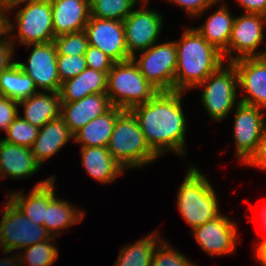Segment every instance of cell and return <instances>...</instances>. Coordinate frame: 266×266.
<instances>
[{
    "instance_id": "6da1fadb",
    "label": "cell",
    "mask_w": 266,
    "mask_h": 266,
    "mask_svg": "<svg viewBox=\"0 0 266 266\" xmlns=\"http://www.w3.org/2000/svg\"><path fill=\"white\" fill-rule=\"evenodd\" d=\"M183 92L159 91L151 100L133 107L147 144L159 157L175 152L185 158L187 123L182 109Z\"/></svg>"
},
{
    "instance_id": "7a4b0ae2",
    "label": "cell",
    "mask_w": 266,
    "mask_h": 266,
    "mask_svg": "<svg viewBox=\"0 0 266 266\" xmlns=\"http://www.w3.org/2000/svg\"><path fill=\"white\" fill-rule=\"evenodd\" d=\"M177 68L174 77V91L186 92L199 86L208 76L224 64L220 51L210 45L193 28L184 30L175 41Z\"/></svg>"
},
{
    "instance_id": "3957f363",
    "label": "cell",
    "mask_w": 266,
    "mask_h": 266,
    "mask_svg": "<svg viewBox=\"0 0 266 266\" xmlns=\"http://www.w3.org/2000/svg\"><path fill=\"white\" fill-rule=\"evenodd\" d=\"M215 192L205 174L201 173L196 166H189L177 192V206L191 229L201 226L221 214Z\"/></svg>"
},
{
    "instance_id": "277c9868",
    "label": "cell",
    "mask_w": 266,
    "mask_h": 266,
    "mask_svg": "<svg viewBox=\"0 0 266 266\" xmlns=\"http://www.w3.org/2000/svg\"><path fill=\"white\" fill-rule=\"evenodd\" d=\"M107 149L126 170L147 166L159 158L147 144L140 125L130 110H124L116 118Z\"/></svg>"
},
{
    "instance_id": "5b68a950",
    "label": "cell",
    "mask_w": 266,
    "mask_h": 266,
    "mask_svg": "<svg viewBox=\"0 0 266 266\" xmlns=\"http://www.w3.org/2000/svg\"><path fill=\"white\" fill-rule=\"evenodd\" d=\"M159 91L141 74L132 59L116 62L107 74V91L112 106L122 110L151 100Z\"/></svg>"
},
{
    "instance_id": "8992f818",
    "label": "cell",
    "mask_w": 266,
    "mask_h": 266,
    "mask_svg": "<svg viewBox=\"0 0 266 266\" xmlns=\"http://www.w3.org/2000/svg\"><path fill=\"white\" fill-rule=\"evenodd\" d=\"M14 22L9 19V38L21 45L48 43L54 41L52 5L50 0H31L18 3L9 7V13L19 7ZM16 7V8H15ZM16 21V23H15ZM17 27V28H16ZM18 30V35L11 34ZM17 38V39H16Z\"/></svg>"
},
{
    "instance_id": "52a82bcc",
    "label": "cell",
    "mask_w": 266,
    "mask_h": 266,
    "mask_svg": "<svg viewBox=\"0 0 266 266\" xmlns=\"http://www.w3.org/2000/svg\"><path fill=\"white\" fill-rule=\"evenodd\" d=\"M198 87H202L201 101L214 121L224 120L238 103V75L234 65L227 62L208 76Z\"/></svg>"
},
{
    "instance_id": "ba28073f",
    "label": "cell",
    "mask_w": 266,
    "mask_h": 266,
    "mask_svg": "<svg viewBox=\"0 0 266 266\" xmlns=\"http://www.w3.org/2000/svg\"><path fill=\"white\" fill-rule=\"evenodd\" d=\"M6 202L0 221V247L3 253L22 251L52 236L43 225L30 221L8 197Z\"/></svg>"
},
{
    "instance_id": "9c48e42d",
    "label": "cell",
    "mask_w": 266,
    "mask_h": 266,
    "mask_svg": "<svg viewBox=\"0 0 266 266\" xmlns=\"http://www.w3.org/2000/svg\"><path fill=\"white\" fill-rule=\"evenodd\" d=\"M141 74L158 91H174V77L177 68L175 41L152 45L131 58Z\"/></svg>"
},
{
    "instance_id": "30bf717a",
    "label": "cell",
    "mask_w": 266,
    "mask_h": 266,
    "mask_svg": "<svg viewBox=\"0 0 266 266\" xmlns=\"http://www.w3.org/2000/svg\"><path fill=\"white\" fill-rule=\"evenodd\" d=\"M233 121L235 154L242 164H246L255 154L258 143L266 129L263 108L237 101Z\"/></svg>"
},
{
    "instance_id": "8fae6325",
    "label": "cell",
    "mask_w": 266,
    "mask_h": 266,
    "mask_svg": "<svg viewBox=\"0 0 266 266\" xmlns=\"http://www.w3.org/2000/svg\"><path fill=\"white\" fill-rule=\"evenodd\" d=\"M148 1L142 0L141 9L133 10L123 21L125 42L131 57L156 44L162 30L163 15L144 8Z\"/></svg>"
},
{
    "instance_id": "7c38bea8",
    "label": "cell",
    "mask_w": 266,
    "mask_h": 266,
    "mask_svg": "<svg viewBox=\"0 0 266 266\" xmlns=\"http://www.w3.org/2000/svg\"><path fill=\"white\" fill-rule=\"evenodd\" d=\"M264 25L266 16L261 14L244 13L235 16L227 51L223 54L224 59L229 58L228 62H233L247 57H261L263 52L256 50L264 41ZM232 51H235V56Z\"/></svg>"
},
{
    "instance_id": "4fadbf2b",
    "label": "cell",
    "mask_w": 266,
    "mask_h": 266,
    "mask_svg": "<svg viewBox=\"0 0 266 266\" xmlns=\"http://www.w3.org/2000/svg\"><path fill=\"white\" fill-rule=\"evenodd\" d=\"M32 51L27 63L17 62L23 72L33 79L35 87L45 92H60L62 83L57 69V49L54 41L28 44ZM39 87V88H38Z\"/></svg>"
},
{
    "instance_id": "5bb4252c",
    "label": "cell",
    "mask_w": 266,
    "mask_h": 266,
    "mask_svg": "<svg viewBox=\"0 0 266 266\" xmlns=\"http://www.w3.org/2000/svg\"><path fill=\"white\" fill-rule=\"evenodd\" d=\"M238 226L227 215L220 214L215 219L192 229L196 242L211 256L228 255L236 249Z\"/></svg>"
},
{
    "instance_id": "9a60e30c",
    "label": "cell",
    "mask_w": 266,
    "mask_h": 266,
    "mask_svg": "<svg viewBox=\"0 0 266 266\" xmlns=\"http://www.w3.org/2000/svg\"><path fill=\"white\" fill-rule=\"evenodd\" d=\"M84 31L89 45L100 49L115 63L132 58L125 42L123 22L90 17Z\"/></svg>"
},
{
    "instance_id": "2e32d148",
    "label": "cell",
    "mask_w": 266,
    "mask_h": 266,
    "mask_svg": "<svg viewBox=\"0 0 266 266\" xmlns=\"http://www.w3.org/2000/svg\"><path fill=\"white\" fill-rule=\"evenodd\" d=\"M238 75V86L245 95L239 101L266 110V61L247 57L231 62Z\"/></svg>"
},
{
    "instance_id": "e0dca14e",
    "label": "cell",
    "mask_w": 266,
    "mask_h": 266,
    "mask_svg": "<svg viewBox=\"0 0 266 266\" xmlns=\"http://www.w3.org/2000/svg\"><path fill=\"white\" fill-rule=\"evenodd\" d=\"M112 107L106 93L92 94L73 102H61L60 117L74 135L89 121L103 115Z\"/></svg>"
},
{
    "instance_id": "ac0fdd59",
    "label": "cell",
    "mask_w": 266,
    "mask_h": 266,
    "mask_svg": "<svg viewBox=\"0 0 266 266\" xmlns=\"http://www.w3.org/2000/svg\"><path fill=\"white\" fill-rule=\"evenodd\" d=\"M54 36L80 32L91 17L90 0H50Z\"/></svg>"
},
{
    "instance_id": "d6986e66",
    "label": "cell",
    "mask_w": 266,
    "mask_h": 266,
    "mask_svg": "<svg viewBox=\"0 0 266 266\" xmlns=\"http://www.w3.org/2000/svg\"><path fill=\"white\" fill-rule=\"evenodd\" d=\"M41 164L35 159L31 148L2 141L0 147V179L29 178L40 170Z\"/></svg>"
},
{
    "instance_id": "ffe728a7",
    "label": "cell",
    "mask_w": 266,
    "mask_h": 266,
    "mask_svg": "<svg viewBox=\"0 0 266 266\" xmlns=\"http://www.w3.org/2000/svg\"><path fill=\"white\" fill-rule=\"evenodd\" d=\"M55 181L56 177H53L48 182V207L43 226L52 236L57 237L63 229L81 223L85 212L78 210L70 202L56 197Z\"/></svg>"
},
{
    "instance_id": "44dd1931",
    "label": "cell",
    "mask_w": 266,
    "mask_h": 266,
    "mask_svg": "<svg viewBox=\"0 0 266 266\" xmlns=\"http://www.w3.org/2000/svg\"><path fill=\"white\" fill-rule=\"evenodd\" d=\"M70 140H74V136L65 121L59 117L48 121L39 128L38 136L31 150L35 159L42 166L44 161L52 158Z\"/></svg>"
},
{
    "instance_id": "7402d4cb",
    "label": "cell",
    "mask_w": 266,
    "mask_h": 266,
    "mask_svg": "<svg viewBox=\"0 0 266 266\" xmlns=\"http://www.w3.org/2000/svg\"><path fill=\"white\" fill-rule=\"evenodd\" d=\"M81 162L92 178L100 183L113 182L121 176L124 169L111 155L107 147H81Z\"/></svg>"
},
{
    "instance_id": "603a6c76",
    "label": "cell",
    "mask_w": 266,
    "mask_h": 266,
    "mask_svg": "<svg viewBox=\"0 0 266 266\" xmlns=\"http://www.w3.org/2000/svg\"><path fill=\"white\" fill-rule=\"evenodd\" d=\"M47 93V94H46ZM23 106V119L32 125L41 128L48 121L60 117L61 95L60 92L38 91L28 99L18 102Z\"/></svg>"
},
{
    "instance_id": "cb8c5ba5",
    "label": "cell",
    "mask_w": 266,
    "mask_h": 266,
    "mask_svg": "<svg viewBox=\"0 0 266 266\" xmlns=\"http://www.w3.org/2000/svg\"><path fill=\"white\" fill-rule=\"evenodd\" d=\"M107 74L87 67L78 76L65 80L60 89L61 102H73L92 94L106 93Z\"/></svg>"
},
{
    "instance_id": "d4e9b609",
    "label": "cell",
    "mask_w": 266,
    "mask_h": 266,
    "mask_svg": "<svg viewBox=\"0 0 266 266\" xmlns=\"http://www.w3.org/2000/svg\"><path fill=\"white\" fill-rule=\"evenodd\" d=\"M123 111L119 107L112 106L103 115L89 121L83 128L77 131L73 135V142L80 144L81 147H107L116 118Z\"/></svg>"
},
{
    "instance_id": "484cf974",
    "label": "cell",
    "mask_w": 266,
    "mask_h": 266,
    "mask_svg": "<svg viewBox=\"0 0 266 266\" xmlns=\"http://www.w3.org/2000/svg\"><path fill=\"white\" fill-rule=\"evenodd\" d=\"M235 16L231 14L226 5H221L211 13L201 26L195 29L222 55L227 51Z\"/></svg>"
},
{
    "instance_id": "4316f807",
    "label": "cell",
    "mask_w": 266,
    "mask_h": 266,
    "mask_svg": "<svg viewBox=\"0 0 266 266\" xmlns=\"http://www.w3.org/2000/svg\"><path fill=\"white\" fill-rule=\"evenodd\" d=\"M55 175L38 182L28 195L24 192H9L7 197L27 216L30 221L43 225L48 207V182Z\"/></svg>"
},
{
    "instance_id": "83f0119b",
    "label": "cell",
    "mask_w": 266,
    "mask_h": 266,
    "mask_svg": "<svg viewBox=\"0 0 266 266\" xmlns=\"http://www.w3.org/2000/svg\"><path fill=\"white\" fill-rule=\"evenodd\" d=\"M155 231L133 244L122 246L113 266H151L157 246L163 241Z\"/></svg>"
},
{
    "instance_id": "f1b7e54d",
    "label": "cell",
    "mask_w": 266,
    "mask_h": 266,
    "mask_svg": "<svg viewBox=\"0 0 266 266\" xmlns=\"http://www.w3.org/2000/svg\"><path fill=\"white\" fill-rule=\"evenodd\" d=\"M38 91L40 90L35 87L33 79L23 72L17 62L0 73V95L2 96L20 102Z\"/></svg>"
},
{
    "instance_id": "f546056e",
    "label": "cell",
    "mask_w": 266,
    "mask_h": 266,
    "mask_svg": "<svg viewBox=\"0 0 266 266\" xmlns=\"http://www.w3.org/2000/svg\"><path fill=\"white\" fill-rule=\"evenodd\" d=\"M142 0H90L91 17L123 22Z\"/></svg>"
},
{
    "instance_id": "4dcf8cb0",
    "label": "cell",
    "mask_w": 266,
    "mask_h": 266,
    "mask_svg": "<svg viewBox=\"0 0 266 266\" xmlns=\"http://www.w3.org/2000/svg\"><path fill=\"white\" fill-rule=\"evenodd\" d=\"M57 237L51 236L48 240L36 243L28 248L23 249L24 255L20 254L19 258L21 264H28V266H51L58 259L59 250L54 246L53 241Z\"/></svg>"
},
{
    "instance_id": "1f68e13d",
    "label": "cell",
    "mask_w": 266,
    "mask_h": 266,
    "mask_svg": "<svg viewBox=\"0 0 266 266\" xmlns=\"http://www.w3.org/2000/svg\"><path fill=\"white\" fill-rule=\"evenodd\" d=\"M39 128L32 125L20 115L9 125L3 141L31 148L38 136Z\"/></svg>"
},
{
    "instance_id": "d6a6232c",
    "label": "cell",
    "mask_w": 266,
    "mask_h": 266,
    "mask_svg": "<svg viewBox=\"0 0 266 266\" xmlns=\"http://www.w3.org/2000/svg\"><path fill=\"white\" fill-rule=\"evenodd\" d=\"M57 55H84L88 48L86 32L66 33L54 38Z\"/></svg>"
},
{
    "instance_id": "836d02e7",
    "label": "cell",
    "mask_w": 266,
    "mask_h": 266,
    "mask_svg": "<svg viewBox=\"0 0 266 266\" xmlns=\"http://www.w3.org/2000/svg\"><path fill=\"white\" fill-rule=\"evenodd\" d=\"M151 266H197L194 262L178 252L176 248L163 240L156 248Z\"/></svg>"
},
{
    "instance_id": "e575fe53",
    "label": "cell",
    "mask_w": 266,
    "mask_h": 266,
    "mask_svg": "<svg viewBox=\"0 0 266 266\" xmlns=\"http://www.w3.org/2000/svg\"><path fill=\"white\" fill-rule=\"evenodd\" d=\"M86 68L84 55H57V69L61 83L78 76Z\"/></svg>"
},
{
    "instance_id": "d590c367",
    "label": "cell",
    "mask_w": 266,
    "mask_h": 266,
    "mask_svg": "<svg viewBox=\"0 0 266 266\" xmlns=\"http://www.w3.org/2000/svg\"><path fill=\"white\" fill-rule=\"evenodd\" d=\"M87 67L100 72H109L115 63L109 56L103 53L100 49L88 45L87 51L84 54Z\"/></svg>"
},
{
    "instance_id": "8d00e7d4",
    "label": "cell",
    "mask_w": 266,
    "mask_h": 266,
    "mask_svg": "<svg viewBox=\"0 0 266 266\" xmlns=\"http://www.w3.org/2000/svg\"><path fill=\"white\" fill-rule=\"evenodd\" d=\"M170 1L181 7L185 12H187L188 16L195 19L198 16H202L206 10L212 8L215 4L220 3L222 0H166Z\"/></svg>"
},
{
    "instance_id": "74e56055",
    "label": "cell",
    "mask_w": 266,
    "mask_h": 266,
    "mask_svg": "<svg viewBox=\"0 0 266 266\" xmlns=\"http://www.w3.org/2000/svg\"><path fill=\"white\" fill-rule=\"evenodd\" d=\"M18 102L13 99L0 95V129L8 130L9 125L20 114Z\"/></svg>"
},
{
    "instance_id": "f35d334b",
    "label": "cell",
    "mask_w": 266,
    "mask_h": 266,
    "mask_svg": "<svg viewBox=\"0 0 266 266\" xmlns=\"http://www.w3.org/2000/svg\"><path fill=\"white\" fill-rule=\"evenodd\" d=\"M15 45L9 38V34L0 39V73L13 66L16 61L13 62L15 56Z\"/></svg>"
},
{
    "instance_id": "ab89813d",
    "label": "cell",
    "mask_w": 266,
    "mask_h": 266,
    "mask_svg": "<svg viewBox=\"0 0 266 266\" xmlns=\"http://www.w3.org/2000/svg\"><path fill=\"white\" fill-rule=\"evenodd\" d=\"M245 165L266 170V129L260 138L255 154Z\"/></svg>"
},
{
    "instance_id": "60d3db41",
    "label": "cell",
    "mask_w": 266,
    "mask_h": 266,
    "mask_svg": "<svg viewBox=\"0 0 266 266\" xmlns=\"http://www.w3.org/2000/svg\"><path fill=\"white\" fill-rule=\"evenodd\" d=\"M245 13L261 14L266 16V0H237Z\"/></svg>"
},
{
    "instance_id": "b9f144b4",
    "label": "cell",
    "mask_w": 266,
    "mask_h": 266,
    "mask_svg": "<svg viewBox=\"0 0 266 266\" xmlns=\"http://www.w3.org/2000/svg\"><path fill=\"white\" fill-rule=\"evenodd\" d=\"M9 7L4 0H0V39L9 34Z\"/></svg>"
},
{
    "instance_id": "7bdbcfd3",
    "label": "cell",
    "mask_w": 266,
    "mask_h": 266,
    "mask_svg": "<svg viewBox=\"0 0 266 266\" xmlns=\"http://www.w3.org/2000/svg\"><path fill=\"white\" fill-rule=\"evenodd\" d=\"M258 244L256 245L254 257H256V261H259L262 266H266V238L260 240Z\"/></svg>"
},
{
    "instance_id": "ee69618b",
    "label": "cell",
    "mask_w": 266,
    "mask_h": 266,
    "mask_svg": "<svg viewBox=\"0 0 266 266\" xmlns=\"http://www.w3.org/2000/svg\"><path fill=\"white\" fill-rule=\"evenodd\" d=\"M9 258L0 260V266H22L19 255L16 256L9 254Z\"/></svg>"
},
{
    "instance_id": "f6af8a7d",
    "label": "cell",
    "mask_w": 266,
    "mask_h": 266,
    "mask_svg": "<svg viewBox=\"0 0 266 266\" xmlns=\"http://www.w3.org/2000/svg\"><path fill=\"white\" fill-rule=\"evenodd\" d=\"M260 216H261V223H262V225L261 226H263L262 228L264 229V230H266V205H264L263 207H262V212H261V214H260Z\"/></svg>"
},
{
    "instance_id": "bcb514c9",
    "label": "cell",
    "mask_w": 266,
    "mask_h": 266,
    "mask_svg": "<svg viewBox=\"0 0 266 266\" xmlns=\"http://www.w3.org/2000/svg\"><path fill=\"white\" fill-rule=\"evenodd\" d=\"M4 1L8 5V7H10L12 5H16L18 3H21V2H24V1H31V0H4Z\"/></svg>"
},
{
    "instance_id": "7dc6e473",
    "label": "cell",
    "mask_w": 266,
    "mask_h": 266,
    "mask_svg": "<svg viewBox=\"0 0 266 266\" xmlns=\"http://www.w3.org/2000/svg\"><path fill=\"white\" fill-rule=\"evenodd\" d=\"M262 52L263 53H262L261 57L266 61V49L264 51H262Z\"/></svg>"
}]
</instances>
